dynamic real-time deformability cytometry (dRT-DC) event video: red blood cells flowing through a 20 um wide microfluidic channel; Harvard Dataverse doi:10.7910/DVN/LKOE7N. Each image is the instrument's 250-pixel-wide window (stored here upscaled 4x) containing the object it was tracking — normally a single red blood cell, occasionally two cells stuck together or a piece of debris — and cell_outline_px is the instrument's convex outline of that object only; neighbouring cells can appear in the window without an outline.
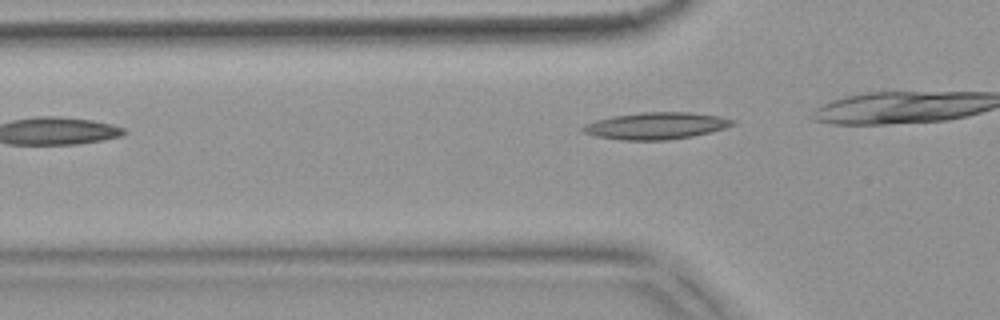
{"species": "common noctule bat (a hibernating species)", "species_latin": "Nyctalus noctula", "temperature_condition": "warm", "stored_images_in_passage": 9, "camera_frame_rate_fps": 3000, "um_per_image_px": 0.085, "animal": {"sex": "female", "body_mass_g": 18.4}, "frame": {"image": 1, "passage_image": 3, "time_ms": 0.667, "image_size_px": [1000, 320], "cell_outline_px": [[736, 120], [732, 124], [724, 128], [692, 136], [668, 140], [620, 140], [596, 136], [584, 132], [580, 128], [584, 124], [596, 120], [612, 116], [640, 112], [688, 112], [720, 116]], "centroid_in_image_um": [55.73, 10.69], "position_along_channel_um": 70.1, "area_um2": 23.35}}